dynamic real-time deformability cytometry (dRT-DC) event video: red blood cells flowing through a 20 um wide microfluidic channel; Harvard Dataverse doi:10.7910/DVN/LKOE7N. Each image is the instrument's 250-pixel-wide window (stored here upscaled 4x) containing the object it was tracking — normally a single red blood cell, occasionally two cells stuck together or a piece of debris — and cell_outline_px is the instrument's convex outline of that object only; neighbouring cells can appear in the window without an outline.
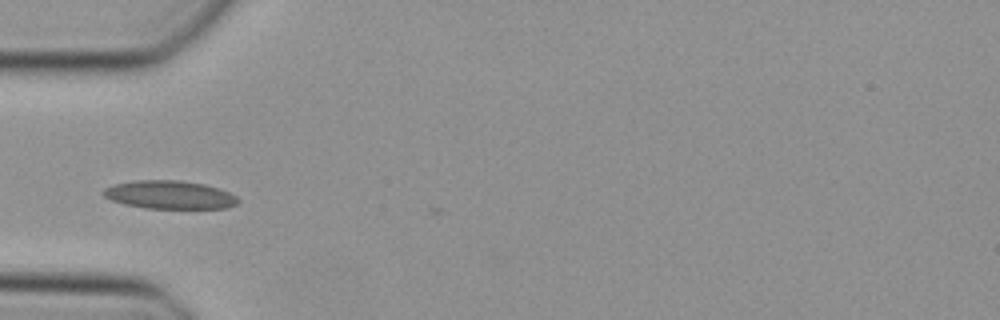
{"species": "Egyptian fruit bat (a non-hibernating species)", "species_latin": "Rousettus aegyptiacus", "temperature_condition": "cold", "stored_images_in_passage": 3, "camera_frame_rate_fps": 3000, "um_per_image_px": 0.085, "animal": {"sex": "female"}, "frame": {"image": 1, "passage_image": 1, "time_ms": 0.0, "image_size_px": [1000, 320], "cell_outline_px": [[240, 200], [236, 204], [228, 208], [144, 208], [124, 204], [112, 200], [104, 196], [100, 192], [104, 188], [116, 184], [136, 180], [180, 180], [204, 184], [220, 188], [236, 196]], "centroid_in_image_um": [14.42, 16.55], "position_along_channel_um": 70.6, "area_um2": 22.2}}